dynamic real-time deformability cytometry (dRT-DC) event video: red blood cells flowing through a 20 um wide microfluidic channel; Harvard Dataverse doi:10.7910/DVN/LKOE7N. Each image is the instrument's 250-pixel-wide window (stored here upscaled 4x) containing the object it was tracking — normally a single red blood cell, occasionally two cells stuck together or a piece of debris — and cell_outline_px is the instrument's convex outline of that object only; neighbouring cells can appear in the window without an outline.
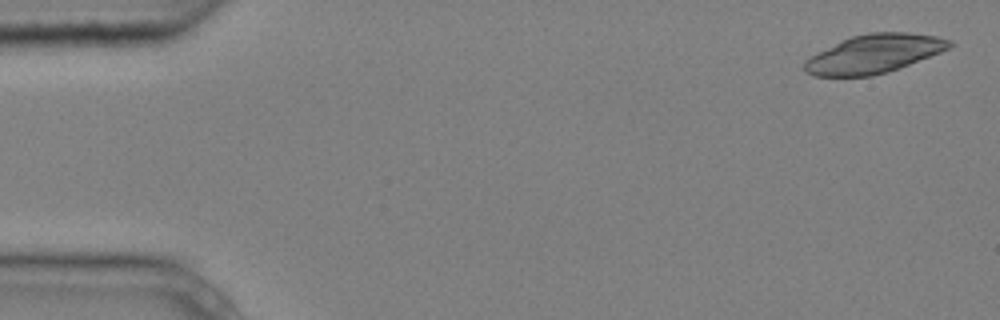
{"species": "common noctule bat (a hibernating species)", "species_latin": "Nyctalus noctula", "temperature_condition": "cold", "stored_images_in_passage": 6, "camera_frame_rate_fps": 3000, "um_per_image_px": 0.085, "animal": {"sex": "male", "body_mass_g": 20.4}, "frame": {"image": 1, "passage_image": 1, "time_ms": 0.0, "image_size_px": [1000, 320], "cell_outline_px": [[956, 44], [952, 48], [888, 72], [872, 76], [816, 76], [808, 72], [804, 68], [804, 60], [840, 40], [852, 36], [868, 32], [908, 32], [936, 36], [952, 40]], "centroid_in_image_um": [74.35, 4.56], "position_along_channel_um": 10.7, "area_um2": 32.71}}